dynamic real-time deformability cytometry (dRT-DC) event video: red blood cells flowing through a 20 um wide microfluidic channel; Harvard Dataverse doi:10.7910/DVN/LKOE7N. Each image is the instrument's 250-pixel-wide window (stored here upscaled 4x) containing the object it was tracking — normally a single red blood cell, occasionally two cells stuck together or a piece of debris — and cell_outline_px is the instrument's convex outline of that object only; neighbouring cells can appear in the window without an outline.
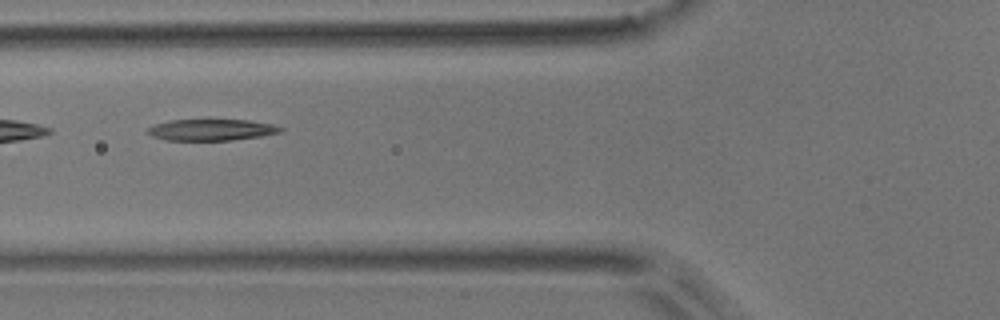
{"species": "common noctule bat (a hibernating species)", "species_latin": "Nyctalus noctula", "temperature_condition": "room temperature", "stored_images_in_passage": 6, "camera_frame_rate_fps": 3000, "um_per_image_px": 0.085, "animal": {"sex": "male", "body_mass_g": 17.9}, "frame": {"image": 1, "passage_image": 6, "time_ms": 1.667, "image_size_px": [1000, 320], "cell_outline_px": [[284, 132], [260, 136], [232, 140], [164, 140], [152, 136], [148, 132], [148, 128], [156, 124], [172, 120], [248, 120], [272, 124], [284, 128]], "centroid_in_image_um": [18.02, 11.04], "position_along_channel_um": 107.8, "area_um2": 16.42}}